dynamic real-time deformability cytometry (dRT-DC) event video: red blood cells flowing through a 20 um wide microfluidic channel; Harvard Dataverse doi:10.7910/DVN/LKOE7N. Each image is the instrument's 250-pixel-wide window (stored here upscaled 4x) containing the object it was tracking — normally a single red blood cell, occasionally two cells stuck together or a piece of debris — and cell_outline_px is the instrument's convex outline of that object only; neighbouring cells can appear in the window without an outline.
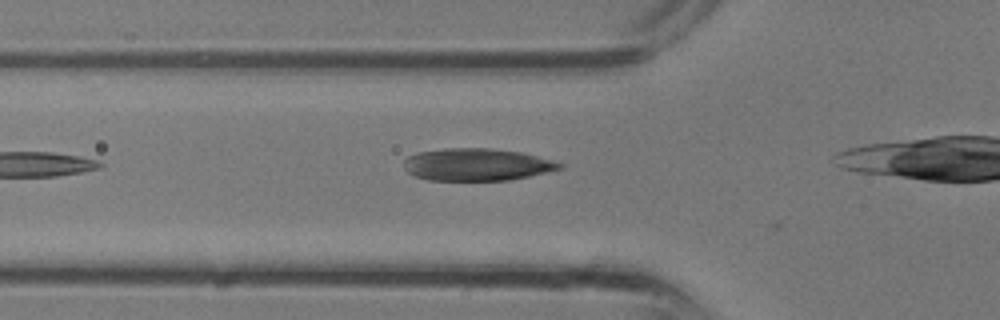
{"species": "common noctule bat (a hibernating species)", "species_latin": "Nyctalus noctula", "temperature_condition": "room temperature", "stored_images_in_passage": 6, "camera_frame_rate_fps": 3000, "um_per_image_px": 0.085, "animal": {"sex": "male", "body_mass_g": 13.3}, "frame": {"image": 1, "passage_image": 5, "time_ms": 1.333, "image_size_px": [1000, 320], "cell_outline_px": [[564, 168], [528, 176], [508, 180], [428, 180], [416, 176], [408, 172], [404, 168], [404, 160], [408, 156], [420, 152], [444, 148], [492, 148], [520, 152], [552, 160], [564, 164]], "centroid_in_image_um": [40.53, 13.98], "position_along_channel_um": 85.3, "area_um2": 29.19}}